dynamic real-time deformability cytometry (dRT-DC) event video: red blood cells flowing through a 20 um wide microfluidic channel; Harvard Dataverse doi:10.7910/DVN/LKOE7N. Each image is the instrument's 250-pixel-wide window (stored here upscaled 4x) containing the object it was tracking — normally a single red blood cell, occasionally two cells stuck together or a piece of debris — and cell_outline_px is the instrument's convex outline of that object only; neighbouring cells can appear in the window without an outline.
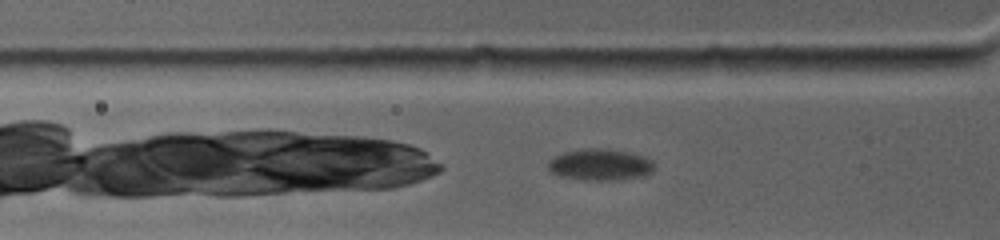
{"species": "common noctule bat (a hibernating species)", "species_latin": "Nyctalus noctula", "temperature_condition": "warm", "stored_images_in_passage": 26, "camera_frame_rate_fps": 4500, "um_per_image_px": 0.085, "animal": {"sex": "female", "body_mass_g": 19.0, "forearm_length_mm": 53.3}, "frame": {"image": 1, "passage_image": 6, "time_ms": 1.111, "image_size_px": [1000, 240], "cell_outline_px": [[652, 172], [640, 176], [612, 180], [584, 180], [560, 176], [552, 172], [548, 168], [548, 160], [552, 156], [564, 152], [580, 148], [608, 148], [632, 152], [644, 156], [652, 160]], "centroid_in_image_um": [50.96, 13.97], "position_along_channel_um": 74.8, "area_um2": 19.65}}
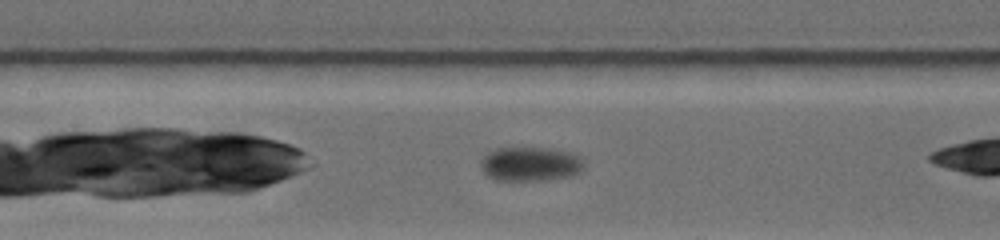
{"frame": {"image": 2, "passage_image": 15, "time_ms": 3.556, "image_size_px": [1000, 240], "cell_outline_px": [[584, 168], [580, 172], [572, 176], [548, 180], [492, 180], [484, 176], [480, 168], [480, 160], [488, 152], [496, 148], [552, 148], [572, 152], [580, 156], [584, 160]], "centroid_in_image_um": [45.07, 13.95], "position_along_channel_um": 162.3, "area_um2": 21.21}}
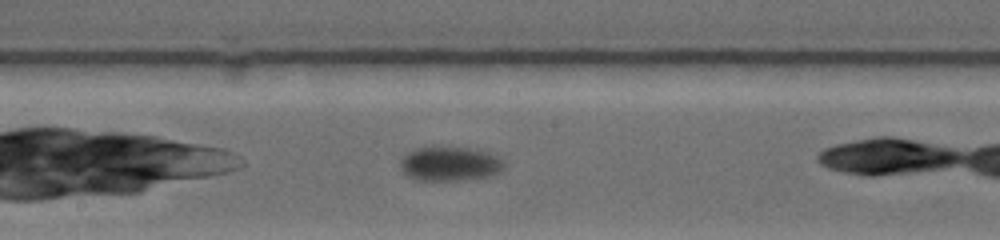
{"frame": {"image": 3, "passage_image": 20, "time_ms": 4.889, "image_size_px": [1000, 240], "cell_outline_px": [[504, 168], [500, 172], [488, 176], [464, 180], [416, 180], [400, 172], [400, 160], [408, 152], [416, 148], [480, 148], [504, 160]], "centroid_in_image_um": [38.24, 13.93], "position_along_channel_um": 210.0, "area_um2": 20.81}}